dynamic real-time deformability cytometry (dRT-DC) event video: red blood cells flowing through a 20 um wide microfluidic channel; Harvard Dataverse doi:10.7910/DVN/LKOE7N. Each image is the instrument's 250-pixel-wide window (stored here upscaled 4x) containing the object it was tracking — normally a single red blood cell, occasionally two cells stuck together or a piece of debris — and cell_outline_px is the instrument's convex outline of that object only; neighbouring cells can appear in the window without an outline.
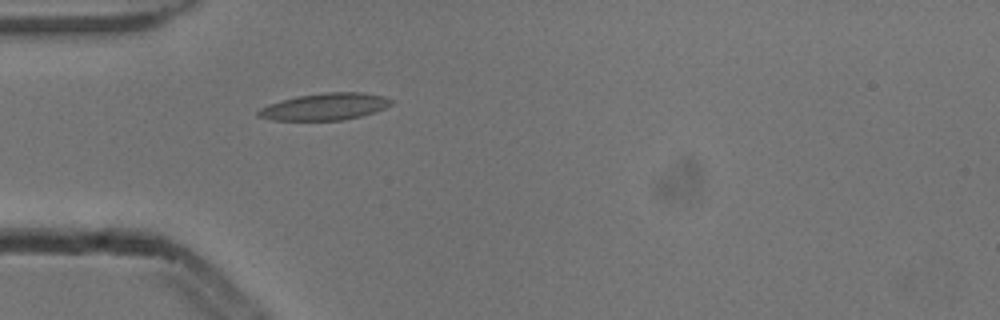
{"species": "common noctule bat (a hibernating species)", "species_latin": "Nyctalus noctula", "temperature_condition": "cold", "stored_images_in_passage": 1, "camera_frame_rate_fps": 3000, "um_per_image_px": 0.085, "animal": {"sex": "male", "body_mass_g": 13.3}, "frame": {"image": 1, "passage_image": 1, "time_ms": 0.0, "image_size_px": [1000, 320], "cell_outline_px": [[396, 100], [392, 104], [376, 112], [360, 116], [340, 120], [272, 120], [256, 116], [256, 112], [260, 108], [268, 104], [280, 100], [296, 96], [324, 92], [360, 92], [384, 96]], "centroid_in_image_um": [27.61, 9.06], "position_along_channel_um": 57.4, "area_um2": 21.04}}